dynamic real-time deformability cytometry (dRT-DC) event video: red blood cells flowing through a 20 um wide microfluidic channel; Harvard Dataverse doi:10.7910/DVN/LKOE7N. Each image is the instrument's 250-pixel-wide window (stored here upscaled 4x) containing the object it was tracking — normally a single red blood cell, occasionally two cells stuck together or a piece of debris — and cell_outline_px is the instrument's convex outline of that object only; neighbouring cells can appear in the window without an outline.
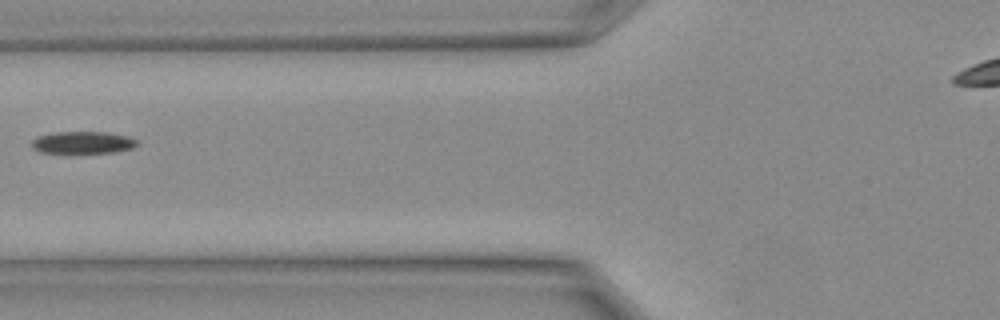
{"species": "Egyptian fruit bat (a non-hibernating species)", "species_latin": "Rousettus aegyptiacus", "temperature_condition": "warm", "stored_images_in_passage": 18, "camera_frame_rate_fps": 3000, "um_per_image_px": 0.085, "animal": {"sex": "female"}, "frame": {"image": 1, "passage_image": 3, "time_ms": 0.667, "image_size_px": [1000, 320], "cell_outline_px": [[136, 144], [132, 148], [116, 152], [72, 156], [40, 152], [32, 148], [32, 140], [40, 136], [56, 132], [104, 132], [124, 136], [136, 140]], "centroid_in_image_um": [6.96, 12.18], "position_along_channel_um": 118.8, "area_um2": 14.22}}
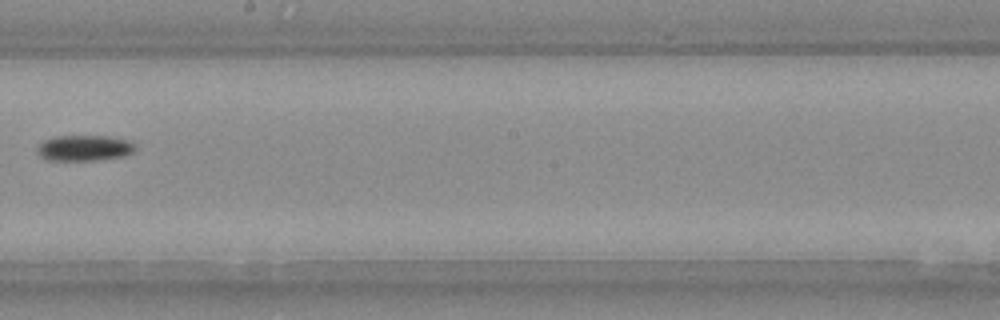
{"frame": {"image": 2, "passage_image": 8, "time_ms": 2.333, "image_size_px": [1000, 320], "cell_outline_px": [[136, 148], [132, 152], [124, 156], [100, 160], [48, 160], [40, 156], [36, 148], [44, 140], [56, 136], [108, 136], [124, 140], [132, 144]], "centroid_in_image_um": [7.13, 12.59], "position_along_channel_um": 241.1, "area_um2": 14.51}}
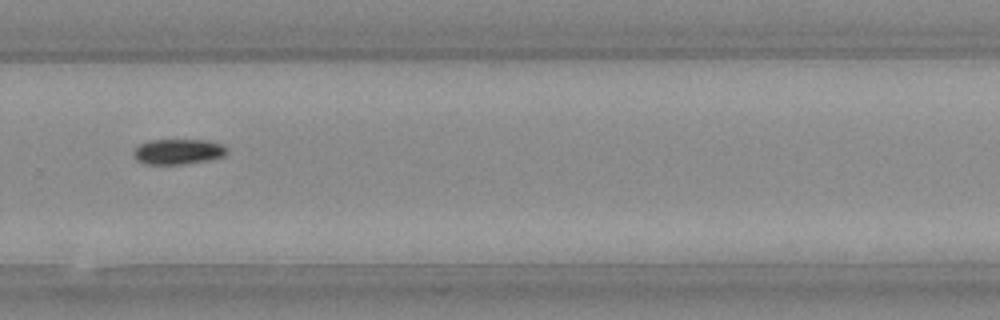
{"frame": {"image": 3, "passage_image": 11, "time_ms": 3.333, "image_size_px": [1000, 320], "cell_outline_px": [[228, 152], [224, 156], [208, 160], [188, 164], [144, 164], [136, 160], [136, 148], [140, 144], [152, 140], [208, 140], [224, 144], [228, 148]], "centroid_in_image_um": [15.23, 12.89], "position_along_channel_um": 314.6, "area_um2": 13.81}}